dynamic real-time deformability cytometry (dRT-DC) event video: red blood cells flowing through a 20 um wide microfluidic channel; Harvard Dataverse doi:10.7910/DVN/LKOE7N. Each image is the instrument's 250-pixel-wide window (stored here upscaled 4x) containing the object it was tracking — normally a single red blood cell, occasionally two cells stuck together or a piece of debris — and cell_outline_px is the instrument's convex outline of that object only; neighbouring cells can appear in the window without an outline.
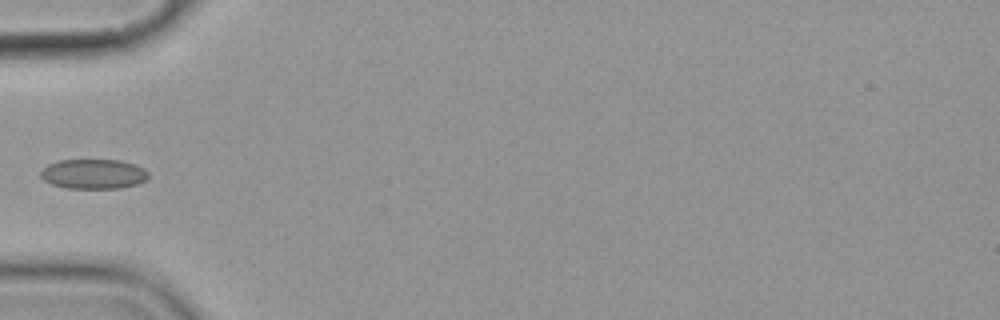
{"species": "common noctule bat (a hibernating species)", "species_latin": "Nyctalus noctula", "temperature_condition": "cold", "stored_images_in_passage": 8, "camera_frame_rate_fps": 3000, "um_per_image_px": 0.085, "animal": {"sex": "female", "body_mass_g": 19.9}, "frame": {"image": 1, "passage_image": 5, "time_ms": 4.667, "image_size_px": [1000, 320], "cell_outline_px": [[148, 176], [144, 180], [136, 184], [120, 188], [64, 188], [52, 184], [44, 180], [40, 176], [40, 172], [48, 164], [60, 160], [120, 160], [136, 164], [144, 168], [148, 172]], "centroid_in_image_um": [7.94, 14.78], "position_along_channel_um": 77.1, "area_um2": 18.67}}
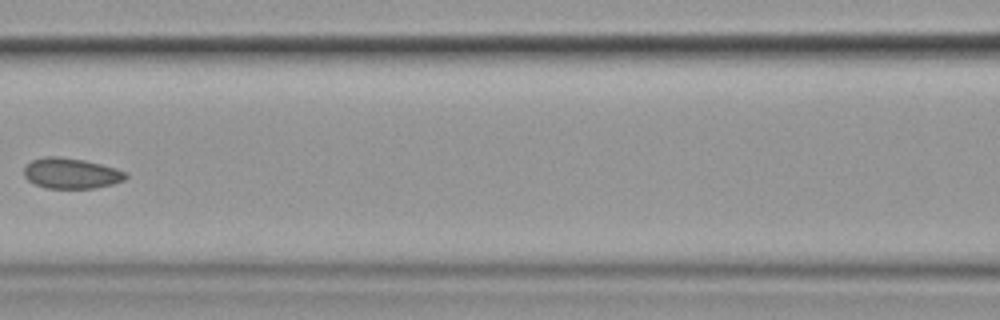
{"frame": {"image": 2, "passage_image": 7, "time_ms": 7.0, "image_size_px": [1000, 320], "cell_outline_px": [[128, 176], [124, 180], [112, 184], [92, 188], [44, 188], [28, 180], [24, 176], [24, 168], [32, 160], [44, 156], [56, 156], [84, 160], [116, 168], [128, 172]], "centroid_in_image_um": [6.05, 14.73], "position_along_channel_um": 160.5, "area_um2": 18.09}}
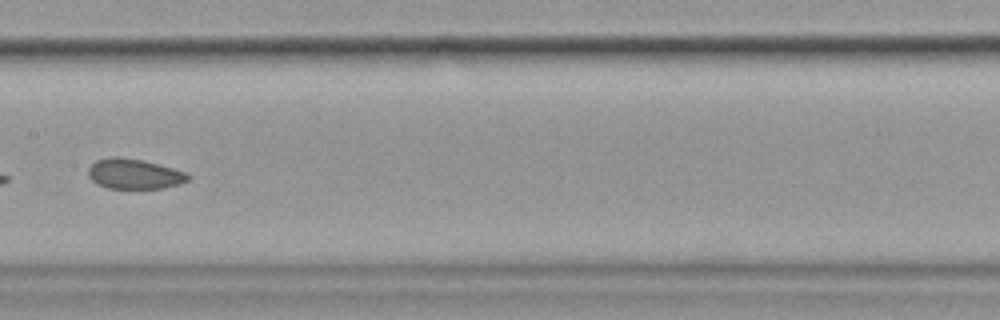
{"frame": {"image": 3, "passage_image": 8, "time_ms": 8.0, "image_size_px": [1000, 320], "cell_outline_px": [[192, 176], [188, 180], [180, 184], [164, 188], [108, 188], [96, 184], [88, 176], [88, 168], [96, 160], [108, 156], [116, 156], [140, 160], [188, 172]], "centroid_in_image_um": [11.41, 14.78], "position_along_channel_um": 196.0, "area_um2": 17.57}}